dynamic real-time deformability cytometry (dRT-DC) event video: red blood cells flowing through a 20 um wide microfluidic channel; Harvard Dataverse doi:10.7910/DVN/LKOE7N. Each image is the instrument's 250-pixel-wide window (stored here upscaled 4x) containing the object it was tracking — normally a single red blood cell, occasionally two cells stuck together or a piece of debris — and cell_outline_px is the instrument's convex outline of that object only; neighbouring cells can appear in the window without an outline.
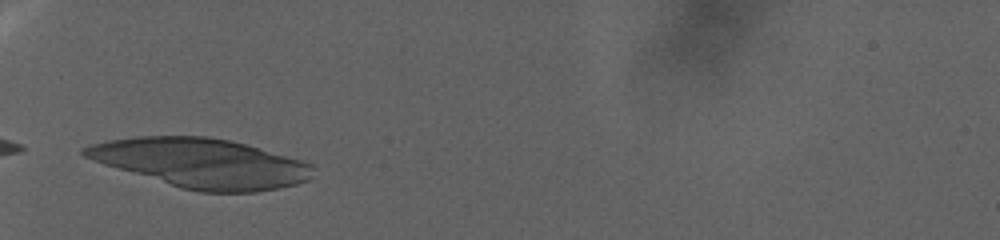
{"species": "human", "species_latin": "Homo sapiens", "temperature_condition": "warm", "stored_images_in_passage": 38, "segment_of_instrument_passage": [1, 2], "camera_frame_rate_fps": 3000, "um_per_image_px": 0.085, "donor": {"sex": "female"}, "frame": {"image": 1, "passage_image": 1, "time_ms": 0.0, "image_size_px": [1000, 240], "cell_outline_px": [[316, 168], [308, 180], [296, 184], [280, 188], [256, 192], [200, 192], [180, 188], [104, 164], [84, 156], [80, 152], [80, 148], [92, 144], [108, 140], [136, 136], [208, 136], [228, 140], [244, 144], [300, 160], [312, 164]], "centroid_in_image_um": [17.09, 13.86], "position_along_channel_um": 67.9, "area_um2": 65.2}}